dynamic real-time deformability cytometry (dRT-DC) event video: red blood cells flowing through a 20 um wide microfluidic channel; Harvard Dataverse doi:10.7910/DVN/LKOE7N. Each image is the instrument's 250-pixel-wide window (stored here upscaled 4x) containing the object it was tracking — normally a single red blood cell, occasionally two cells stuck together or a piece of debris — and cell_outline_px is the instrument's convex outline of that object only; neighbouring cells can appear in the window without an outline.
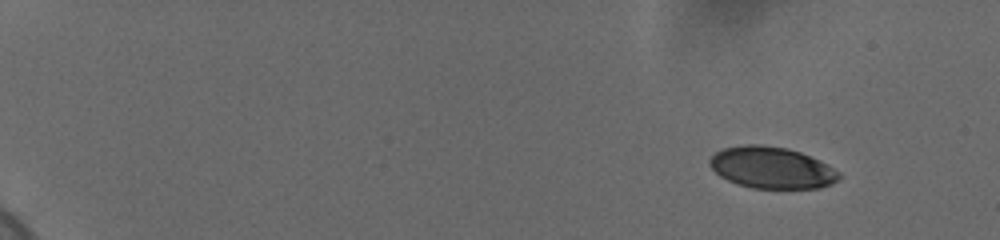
{"species": "human", "species_latin": "Homo sapiens", "temperature_condition": "cold", "stored_images_in_passage": 53, "camera_frame_rate_fps": 3000, "um_per_image_px": 0.085, "donor": {"sex": "female"}, "frame": {"image": 1, "passage_image": 1, "time_ms": 0.0, "image_size_px": [1000, 240], "cell_outline_px": [[840, 180], [832, 184], [820, 188], [752, 188], [728, 180], [720, 176], [708, 164], [708, 160], [716, 152], [724, 148], [744, 144], [760, 144], [788, 148], [800, 152], [820, 160], [828, 164], [840, 172]], "centroid_in_image_um": [65.63, 14.24], "position_along_channel_um": 19.4, "area_um2": 31.5}}
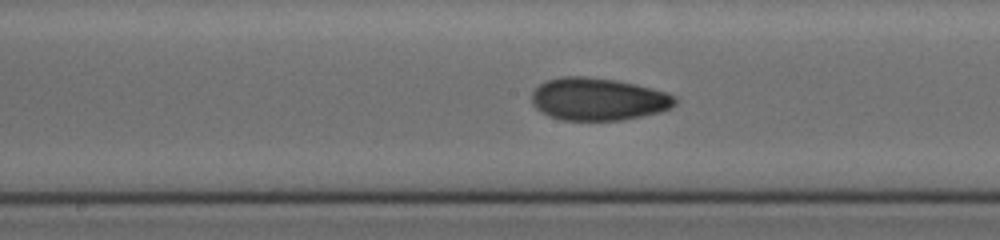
{"frame": {"image": 2, "passage_image": 29, "time_ms": 9.333, "image_size_px": [1000, 240], "cell_outline_px": [[676, 104], [672, 108], [660, 112], [620, 120], [560, 120], [548, 116], [536, 108], [532, 104], [532, 92], [544, 80], [560, 76], [584, 76], [616, 80], [636, 84], [668, 92], [676, 96]], "centroid_in_image_um": [50.84, 8.42], "position_along_channel_um": 197.4, "area_um2": 35.84}}
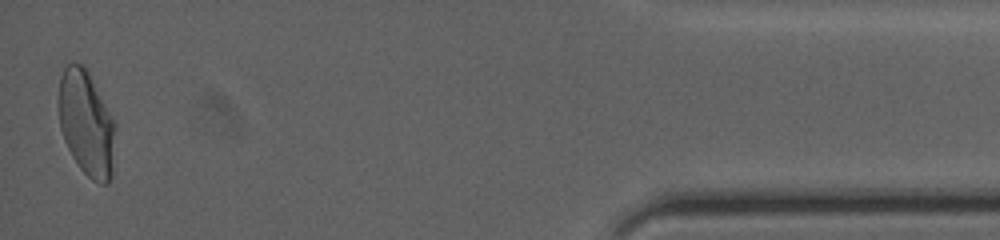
{"frame": {"image": 3, "passage_image": 53, "time_ms": 17.333, "image_size_px": [1000, 240], "cell_outline_px": [[116, 128], [112, 176], [108, 184], [100, 184], [92, 180], [80, 168], [72, 156], [64, 140], [60, 128], [56, 100], [60, 76], [64, 68], [68, 64], [84, 64], [112, 116], [116, 124]], "centroid_in_image_um": [7.33, 10.49], "position_along_channel_um": 427.9, "area_um2": 35.32}, "authors_computed_cell_mechanics": {"area_um2": 34.1598, "velocity_mm_per_s": 3.6741, "shape_relaxation_time_tau1_ms": 7.728, "shape_relaxation_time_tau2_ms": 1.6003, "deformation_change_tau1": 0.1699, "deformation_change_tau2": 0.0622}}